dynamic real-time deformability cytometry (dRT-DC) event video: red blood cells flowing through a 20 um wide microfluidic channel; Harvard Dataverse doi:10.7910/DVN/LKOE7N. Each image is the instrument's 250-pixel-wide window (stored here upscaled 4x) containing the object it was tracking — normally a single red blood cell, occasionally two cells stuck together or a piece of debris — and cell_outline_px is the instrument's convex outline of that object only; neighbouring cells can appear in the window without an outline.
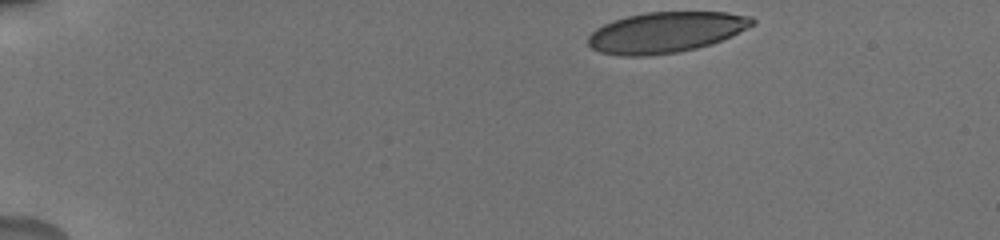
{"species": "human", "species_latin": "Homo sapiens", "temperature_condition": "cold", "stored_images_in_passage": 45, "camera_frame_rate_fps": 3000, "um_per_image_px": 0.085, "donor": {"sex": "male"}, "frame": {"image": 1, "passage_image": 1, "time_ms": 0.0, "image_size_px": [1000, 240], "cell_outline_px": [[756, 24], [732, 36], [712, 44], [696, 48], [676, 52], [648, 56], [620, 56], [600, 52], [592, 48], [588, 44], [588, 36], [596, 28], [612, 20], [644, 12], [728, 12], [752, 16], [756, 20]], "centroid_in_image_um": [56.62, 2.74], "position_along_channel_um": 28.4, "area_um2": 39.25}}
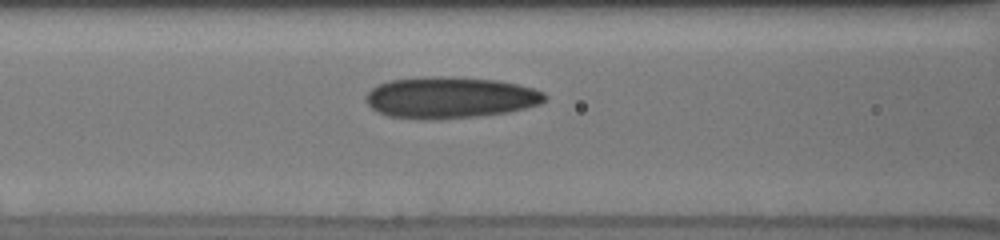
{"frame": {"image": 2, "passage_image": 28, "time_ms": 5.333, "image_size_px": [1000, 240], "cell_outline_px": [[548, 96], [540, 104], [508, 112], [476, 116], [428, 120], [388, 116], [372, 108], [368, 104], [364, 96], [372, 88], [388, 80], [436, 76], [444, 76], [496, 80], [516, 84], [532, 88], [544, 92]], "centroid_in_image_um": [38.25, 8.29], "position_along_channel_um": 128.4, "area_um2": 42.95}}
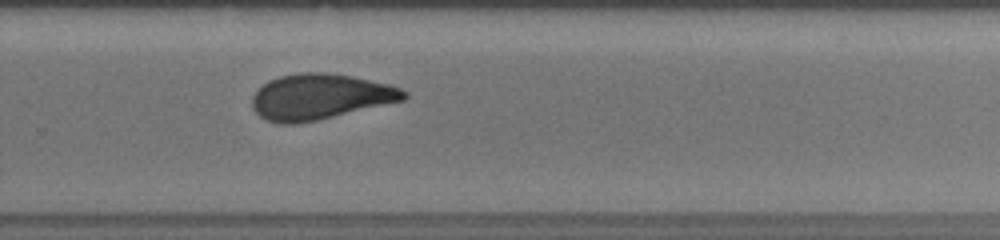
{"frame": {"image": 3, "passage_image": 45, "time_ms": 10.0, "image_size_px": [1000, 240], "cell_outline_px": [[408, 96], [404, 100], [316, 120], [296, 124], [280, 124], [268, 120], [260, 116], [256, 112], [252, 104], [252, 96], [268, 80], [280, 76], [296, 72], [324, 72], [352, 76], [388, 84], [400, 88], [408, 92]], "centroid_in_image_um": [27.2, 8.21], "position_along_channel_um": 302.6, "area_um2": 40.06}}